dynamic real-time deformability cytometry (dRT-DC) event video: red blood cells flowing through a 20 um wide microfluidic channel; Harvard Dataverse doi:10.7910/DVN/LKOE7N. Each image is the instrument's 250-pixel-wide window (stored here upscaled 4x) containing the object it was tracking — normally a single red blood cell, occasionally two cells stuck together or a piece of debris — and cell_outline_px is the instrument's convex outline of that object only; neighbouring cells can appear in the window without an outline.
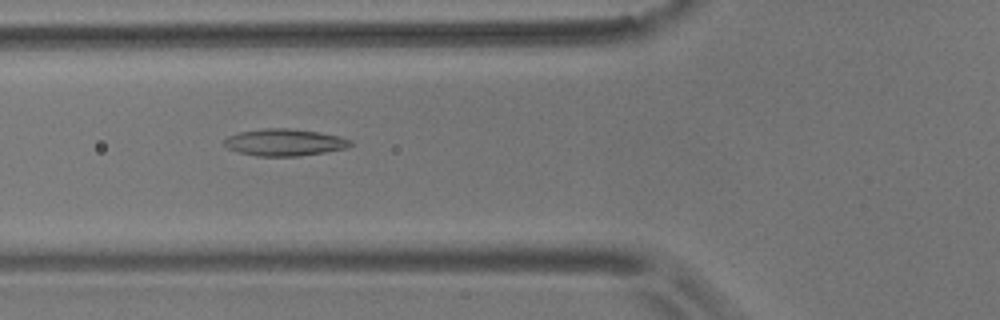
{"species": "common noctule bat (a hibernating species)", "species_latin": "Nyctalus noctula", "temperature_condition": "room temperature", "stored_images_in_passage": 45, "camera_frame_rate_fps": 3000, "um_per_image_px": 0.085, "animal": {"sex": "male", "body_mass_g": 17.9}, "frame": {"image": 1, "passage_image": 12, "time_ms": 3.667, "image_size_px": [1000, 320], "cell_outline_px": [[352, 144], [348, 148], [300, 156], [256, 156], [236, 152], [228, 148], [224, 144], [224, 140], [228, 136], [240, 132], [264, 128], [292, 128], [320, 132], [340, 136], [352, 140]], "centroid_in_image_um": [24.2, 12.1], "position_along_channel_um": 101.6, "area_um2": 20.0}}
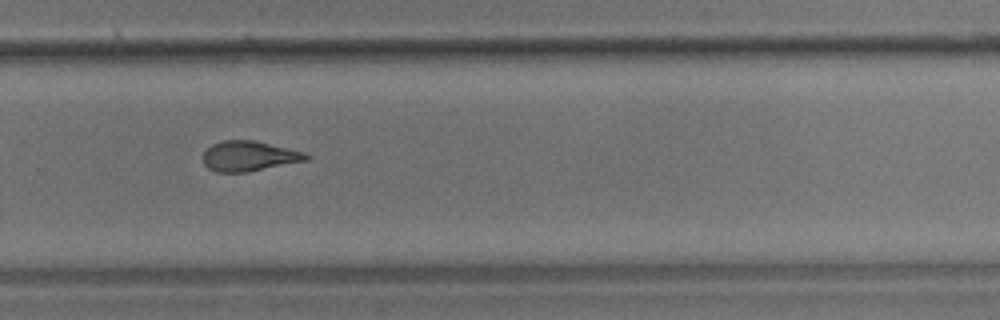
{"frame": {"image": 2, "passage_image": 29, "time_ms": 9.333, "image_size_px": [1000, 320], "cell_outline_px": [[312, 156], [308, 160], [248, 172], [216, 172], [208, 168], [204, 164], [204, 152], [212, 144], [224, 140], [256, 140], [304, 152]], "centroid_in_image_um": [21.2, 13.27], "position_along_channel_um": 308.6, "area_um2": 18.15}}
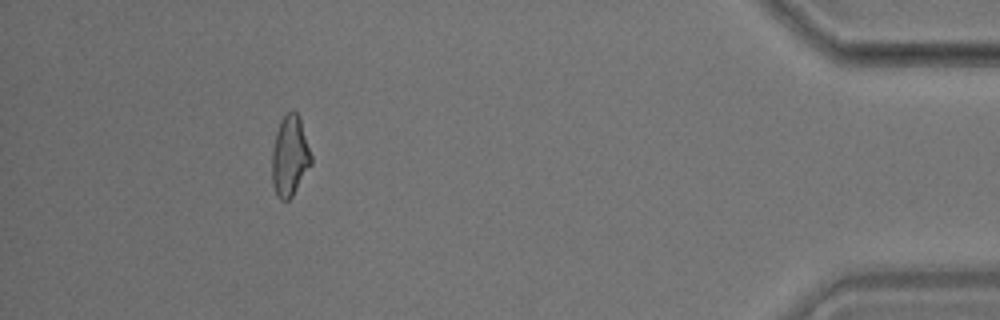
{"frame": {"image": 3, "passage_image": 42, "time_ms": 13.667, "image_size_px": [1000, 320], "cell_outline_px": [[312, 164], [292, 196], [288, 200], [280, 200], [276, 196], [272, 184], [272, 148], [276, 132], [280, 120], [292, 108], [300, 116], [312, 156]], "centroid_in_image_um": [24.63, 13.25], "position_along_channel_um": 410.6, "area_um2": 18.67}, "authors_computed_cell_mechanics": {"area_um2": 18.6694, "velocity_mm_per_s": 3.6531, "shape_relaxation_time_tau1_ms": 9.6707, "shape_relaxation_time_tau2_ms": 3.3633, "deformation_change_tau1": 0.2227, "deformation_change_tau2": 0.1275}}